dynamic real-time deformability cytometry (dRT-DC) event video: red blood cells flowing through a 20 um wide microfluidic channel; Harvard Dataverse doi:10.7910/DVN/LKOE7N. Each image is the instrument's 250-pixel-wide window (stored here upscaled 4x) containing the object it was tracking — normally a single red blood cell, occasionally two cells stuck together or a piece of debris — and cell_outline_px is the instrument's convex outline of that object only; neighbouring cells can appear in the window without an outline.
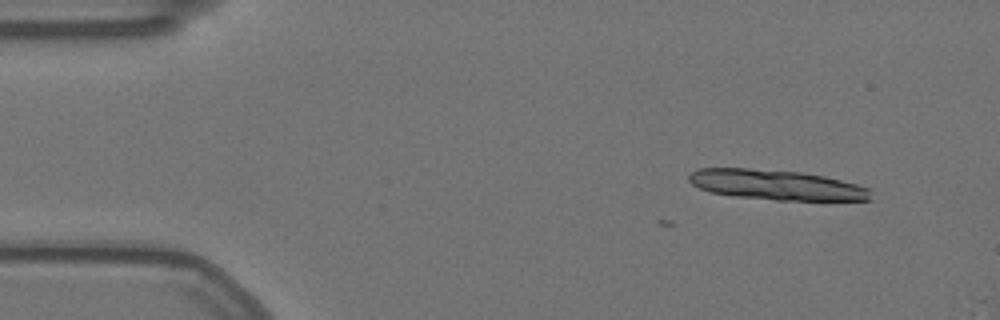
{"species": "Egyptian fruit bat (a non-hibernating species)", "species_latin": "Rousettus aegyptiacus", "temperature_condition": "warm", "stored_images_in_passage": 2, "camera_frame_rate_fps": 3000, "um_per_image_px": 0.085, "animal": {"sex": "female"}, "frame": {"image": 1, "passage_image": 2, "time_ms": 0.333, "image_size_px": [1000, 320], "cell_outline_px": [[872, 200], [776, 200], [736, 196], [708, 192], [692, 184], [688, 180], [688, 176], [696, 168], [748, 168], [800, 172], [824, 176], [856, 184], [868, 188]], "centroid_in_image_um": [65.94, 15.71], "position_along_channel_um": 19.1, "area_um2": 31.73}}